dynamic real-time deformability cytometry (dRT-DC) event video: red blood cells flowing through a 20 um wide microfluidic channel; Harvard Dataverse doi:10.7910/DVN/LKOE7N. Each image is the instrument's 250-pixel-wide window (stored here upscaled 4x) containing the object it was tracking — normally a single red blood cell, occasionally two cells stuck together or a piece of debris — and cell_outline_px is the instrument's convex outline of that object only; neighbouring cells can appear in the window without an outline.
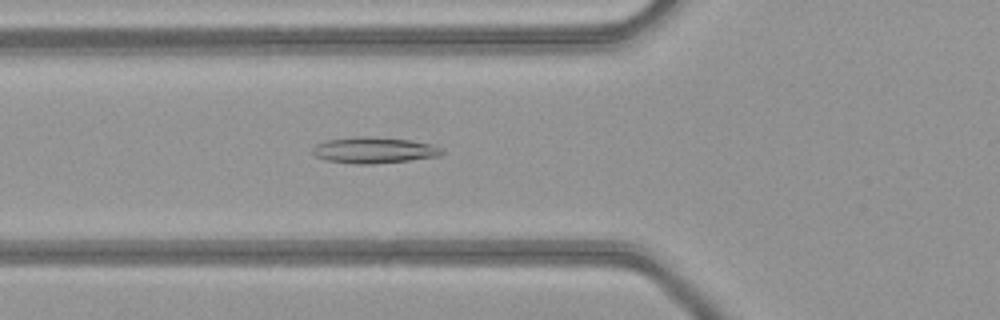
{"species": "common noctule bat (a hibernating species)", "species_latin": "Nyctalus noctula", "temperature_condition": "warm", "stored_images_in_passage": 50, "camera_frame_rate_fps": 3000, "um_per_image_px": 0.085, "animal": {"sex": "female", "body_mass_g": 21.9}, "frame": {"image": 1, "passage_image": 18, "time_ms": 5.667, "image_size_px": [1000, 320], "cell_outline_px": [[444, 152], [440, 156], [408, 160], [372, 164], [356, 164], [324, 160], [316, 156], [312, 152], [312, 148], [316, 144], [324, 140], [356, 136], [364, 136], [408, 140], [432, 144], [440, 148]], "centroid_in_image_um": [31.74, 12.76], "position_along_channel_um": 94.1, "area_um2": 19.65}}
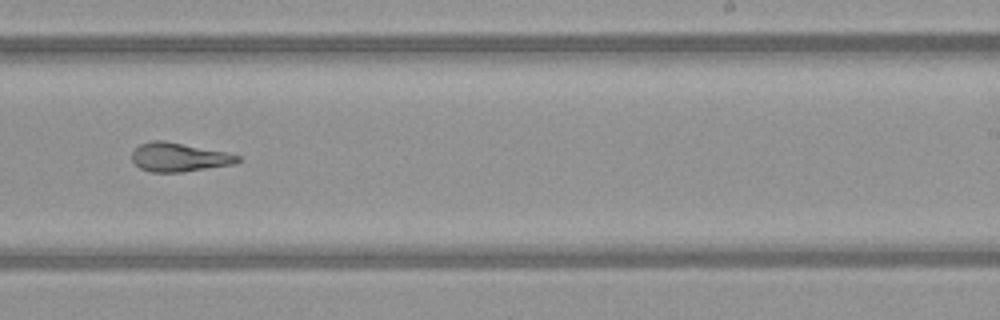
{"frame": {"image": 2, "passage_image": 31, "time_ms": 10.0, "image_size_px": [1000, 320], "cell_outline_px": [[240, 160], [236, 164], [184, 172], [152, 172], [140, 168], [132, 160], [132, 152], [140, 144], [152, 140], [164, 140], [228, 152], [240, 156]], "centroid_in_image_um": [15.25, 13.36], "position_along_channel_um": 273.8, "area_um2": 17.92}}
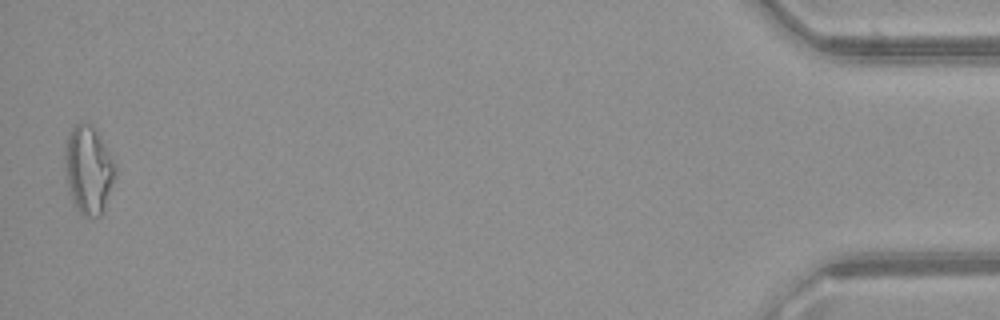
{"frame": {"image": 3, "passage_image": 49, "time_ms": 16.0, "image_size_px": [1000, 320], "cell_outline_px": [[116, 176], [100, 216], [84, 216], [80, 212], [72, 200], [64, 168], [64, 148], [68, 136], [72, 128], [80, 120], [88, 124], [100, 132], [116, 164]], "centroid_in_image_um": [7.53, 14.36], "position_along_channel_um": 427.7, "area_um2": 26.01}, "authors_computed_cell_mechanics": {"area_um2": 19.7965, "velocity_mm_per_s": 4.1335, "shape_relaxation_time_tau1_ms": 8.425, "shape_relaxation_time_tau2_ms": 2.6771, "deformation_change_tau1": 0.2363, "deformation_change_tau2": 0.1037}}